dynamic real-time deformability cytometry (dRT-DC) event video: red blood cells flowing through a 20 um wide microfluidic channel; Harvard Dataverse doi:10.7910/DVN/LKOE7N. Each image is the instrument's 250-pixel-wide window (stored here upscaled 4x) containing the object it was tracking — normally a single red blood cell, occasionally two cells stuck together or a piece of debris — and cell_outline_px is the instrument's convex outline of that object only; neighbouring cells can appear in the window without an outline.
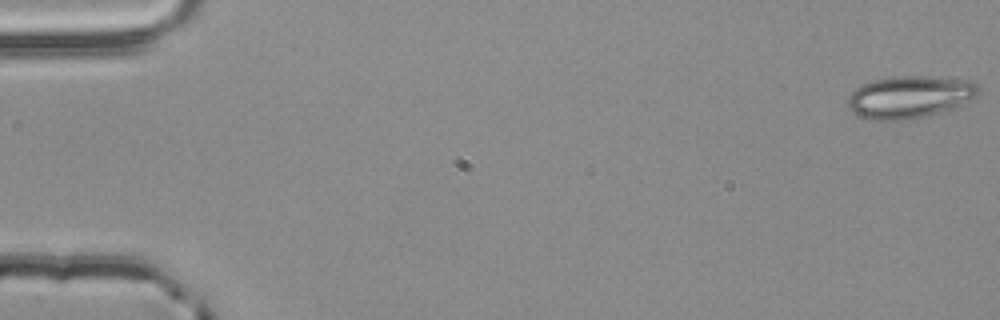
{"species": "common noctule bat (a hibernating species)", "species_latin": "Nyctalus noctula", "temperature_condition": "room temperature", "stored_images_in_passage": 4, "camera_frame_rate_fps": 3000, "um_per_image_px": 0.085, "animal": {"sex": "male", "body_mass_g": 20.4}, "frame": {"image": 1, "passage_image": 1, "time_ms": 0.0, "image_size_px": [1000, 320], "cell_outline_px": [[980, 92], [976, 96], [952, 108], [924, 116], [900, 120], [868, 120], [860, 116], [848, 104], [848, 96], [856, 88], [872, 80], [896, 76], [924, 76], [952, 80], [976, 84], [980, 88]], "centroid_in_image_um": [77.26, 8.25], "position_along_channel_um": 7.7, "area_um2": 31.21}}